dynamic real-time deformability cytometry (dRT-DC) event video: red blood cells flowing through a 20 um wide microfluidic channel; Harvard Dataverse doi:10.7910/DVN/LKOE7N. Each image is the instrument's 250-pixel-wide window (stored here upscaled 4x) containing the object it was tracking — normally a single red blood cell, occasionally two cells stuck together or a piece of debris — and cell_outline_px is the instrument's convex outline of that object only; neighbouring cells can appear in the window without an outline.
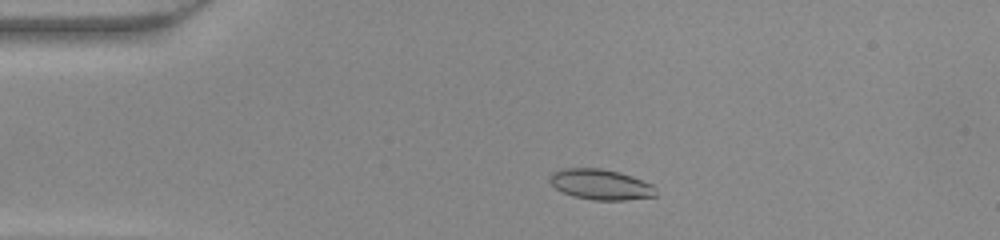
{"species": "common noctule bat (a hibernating species)", "species_latin": "Nyctalus noctula", "temperature_condition": "warm", "stored_images_in_passage": 44, "camera_frame_rate_fps": 3000, "um_per_image_px": 0.085, "animal": {"sex": "female", "body_mass_g": 22.0, "forearm_length_mm": 56.7}, "frame": {"image": 1, "passage_image": 6, "time_ms": 1.667, "image_size_px": [1000, 240], "cell_outline_px": [[656, 196], [624, 200], [592, 200], [572, 196], [556, 188], [548, 180], [552, 172], [564, 168], [600, 168], [620, 172], [632, 176], [652, 184], [656, 188]], "centroid_in_image_um": [51.06, 15.67], "position_along_channel_um": 33.9, "area_um2": 18.9}}
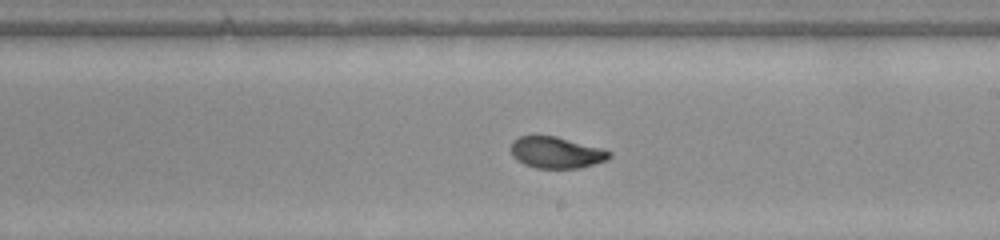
{"frame": {"image": 2, "passage_image": 24, "time_ms": 7.667, "image_size_px": [1000, 240], "cell_outline_px": [[612, 156], [608, 160], [580, 168], [536, 168], [524, 164], [516, 160], [512, 156], [512, 140], [520, 136], [556, 136], [604, 148], [612, 152]], "centroid_in_image_um": [47.33, 12.97], "position_along_channel_um": 241.7, "area_um2": 18.21}}
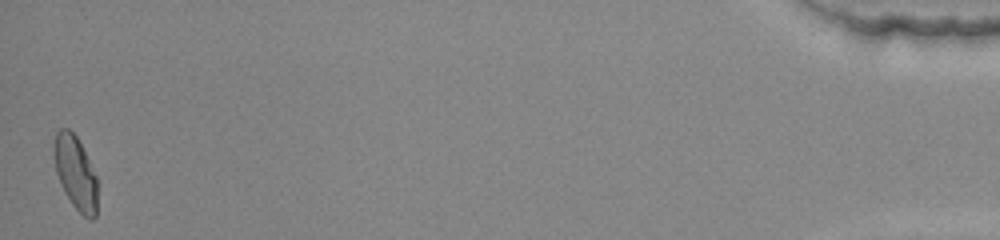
{"frame": {"image": 3, "passage_image": 44, "time_ms": 14.333, "image_size_px": [1000, 240], "cell_outline_px": [[96, 216], [92, 220], [88, 220], [72, 204], [64, 192], [60, 184], [56, 172], [52, 156], [52, 148], [56, 132], [60, 128], [68, 128], [76, 136], [96, 176]], "centroid_in_image_um": [6.37, 14.68], "position_along_channel_um": 428.8, "area_um2": 18.55}}